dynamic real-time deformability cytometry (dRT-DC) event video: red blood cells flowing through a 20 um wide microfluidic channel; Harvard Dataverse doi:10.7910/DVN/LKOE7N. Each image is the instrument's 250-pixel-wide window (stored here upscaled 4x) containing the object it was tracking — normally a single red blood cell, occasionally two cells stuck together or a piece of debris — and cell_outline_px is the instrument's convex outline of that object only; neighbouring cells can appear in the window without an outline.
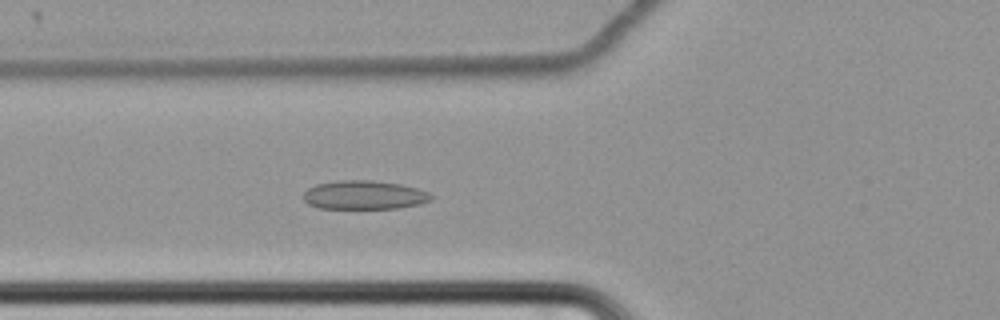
{"species": "common noctule bat (a hibernating species)", "species_latin": "Nyctalus noctula", "temperature_condition": "cold", "stored_images_in_passage": 57, "camera_frame_rate_fps": 3000, "um_per_image_px": 0.085, "animal": {"sex": "female", "body_mass_g": 22.7, "forearm_length_mm": 54.2}, "frame": {"image": 1, "passage_image": 21, "time_ms": 6.667, "image_size_px": [1000, 320], "cell_outline_px": [[432, 200], [420, 204], [400, 208], [320, 208], [308, 204], [304, 200], [304, 192], [308, 188], [316, 184], [336, 180], [372, 180], [400, 184], [416, 188], [428, 192], [432, 196]], "centroid_in_image_um": [30.95, 16.57], "position_along_channel_um": 94.8, "area_um2": 21.44}}
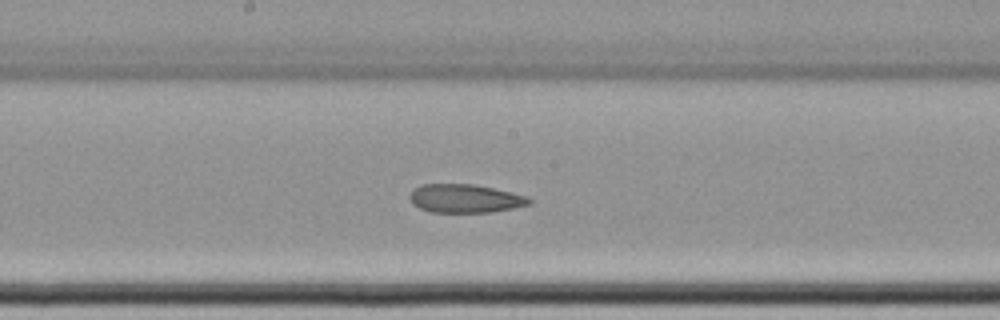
{"frame": {"image": 2, "passage_image": 31, "time_ms": 10.0, "image_size_px": [1000, 320], "cell_outline_px": [[532, 204], [512, 208], [488, 212], [432, 212], [420, 208], [412, 204], [408, 196], [412, 188], [420, 184], [472, 184], [492, 188], [528, 196], [532, 200]], "centroid_in_image_um": [39.49, 16.86], "position_along_channel_um": 208.7, "area_um2": 19.88}}
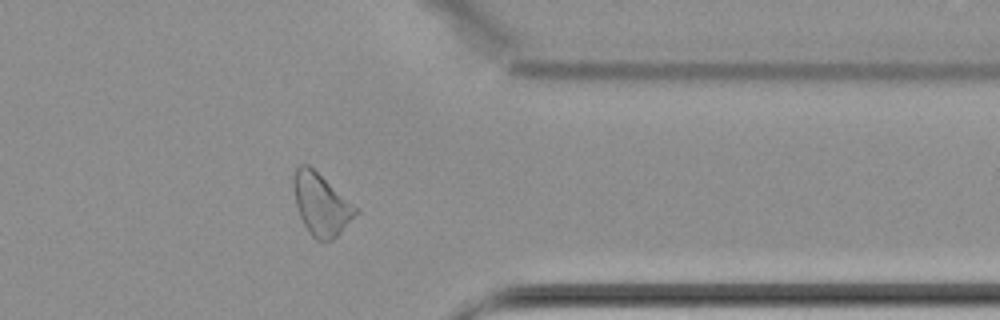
{"frame": {"image": 3, "passage_image": 47, "time_ms": 15.333, "image_size_px": [1000, 320], "cell_outline_px": [[360, 212], [332, 240], [316, 240], [308, 232], [300, 216], [296, 204], [292, 184], [292, 172], [300, 164], [308, 164], [360, 208]], "centroid_in_image_um": [27.3, 17.34], "position_along_channel_um": 384.1, "area_um2": 22.66}}